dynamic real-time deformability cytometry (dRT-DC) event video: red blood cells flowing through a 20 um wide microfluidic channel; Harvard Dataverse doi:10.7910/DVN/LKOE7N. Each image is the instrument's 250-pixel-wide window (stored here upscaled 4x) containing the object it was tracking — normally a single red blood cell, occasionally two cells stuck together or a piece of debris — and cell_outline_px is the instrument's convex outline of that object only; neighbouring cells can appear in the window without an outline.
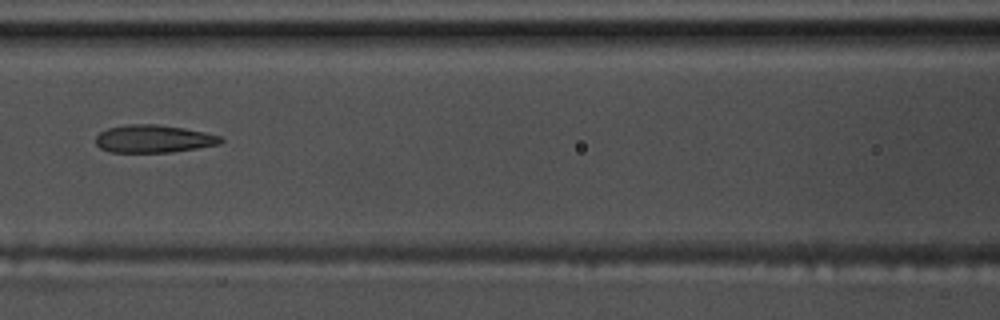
{"species": "common noctule bat (a hibernating species)", "species_latin": "Nyctalus noctula", "temperature_condition": "warm", "stored_images_in_passage": 7, "camera_frame_rate_fps": 3000, "um_per_image_px": 0.085, "animal": {"sex": "male", "body_mass_g": 17.5, "forearm_length_mm": 52.3}, "frame": {"image": 1, "passage_image": 5, "time_ms": 1.333, "image_size_px": [1000, 320], "cell_outline_px": [[224, 140], [220, 144], [172, 152], [112, 152], [100, 148], [96, 144], [96, 136], [100, 132], [108, 128], [128, 124], [156, 124], [184, 128], [204, 132], [220, 136]], "centroid_in_image_um": [13.05, 11.79], "position_along_channel_um": 153.5, "area_um2": 20.11}}
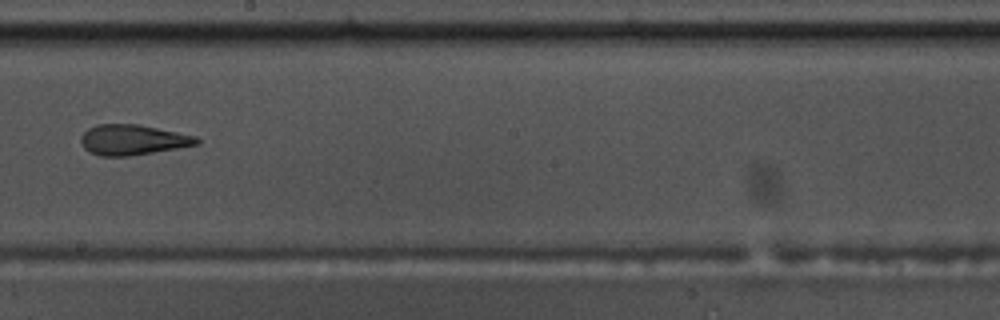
{"frame": {"image": 2, "passage_image": 7, "time_ms": 2.0, "image_size_px": [1000, 320], "cell_outline_px": [[200, 144], [128, 156], [100, 156], [88, 152], [80, 144], [80, 136], [88, 128], [96, 124], [140, 124], [196, 136], [200, 140]], "centroid_in_image_um": [11.24, 11.88], "position_along_channel_um": 237.0, "area_um2": 20.58}}